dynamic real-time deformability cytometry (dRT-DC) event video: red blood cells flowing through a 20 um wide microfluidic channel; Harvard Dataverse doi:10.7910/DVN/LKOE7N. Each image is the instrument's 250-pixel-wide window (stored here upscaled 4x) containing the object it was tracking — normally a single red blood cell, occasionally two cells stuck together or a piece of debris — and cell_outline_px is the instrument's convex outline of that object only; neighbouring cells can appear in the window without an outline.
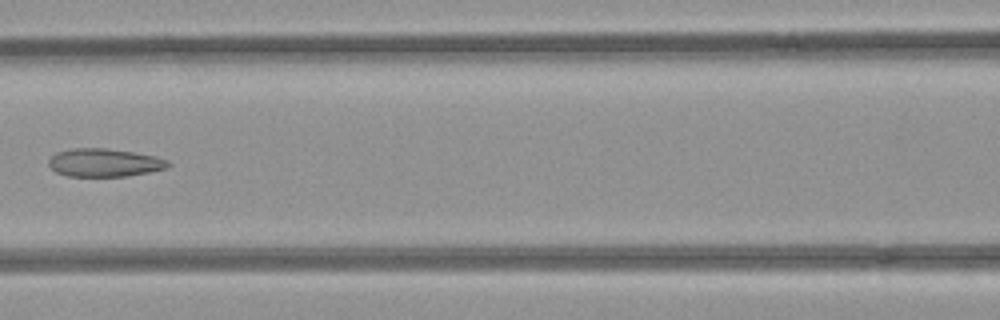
{"species": "common noctule bat (a hibernating species)", "species_latin": "Nyctalus noctula", "temperature_condition": "room temperature", "stored_images_in_passage": 6, "camera_frame_rate_fps": 3000, "um_per_image_px": 0.085, "animal": {"sex": "female", "body_mass_g": 21.9}, "frame": {"image": 1, "passage_image": 6, "time_ms": 1.667, "image_size_px": [1000, 320], "cell_outline_px": [[168, 168], [148, 172], [124, 176], [68, 176], [56, 172], [48, 164], [48, 160], [56, 152], [72, 148], [104, 148], [132, 152], [156, 156], [168, 160]], "centroid_in_image_um": [8.85, 13.82], "position_along_channel_um": 157.8, "area_um2": 19.42}}